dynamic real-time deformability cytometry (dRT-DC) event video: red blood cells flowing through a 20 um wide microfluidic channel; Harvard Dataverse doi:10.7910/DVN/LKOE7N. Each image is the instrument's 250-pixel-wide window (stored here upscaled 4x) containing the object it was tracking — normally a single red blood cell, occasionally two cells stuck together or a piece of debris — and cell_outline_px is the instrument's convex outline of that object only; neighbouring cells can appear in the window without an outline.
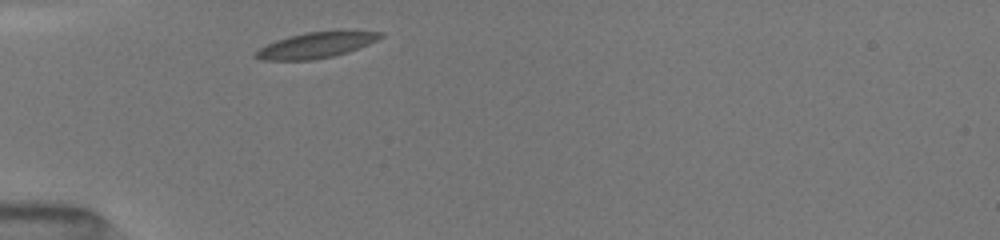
{"species": "common noctule bat (a hibernating species)", "species_latin": "Nyctalus noctula", "temperature_condition": "room temperature", "stored_images_in_passage": 36, "camera_frame_rate_fps": 3000, "um_per_image_px": 0.085, "animal": {"sex": "female", "body_mass_g": 19.5, "forearm_length_mm": 54.1}, "frame": {"image": 1, "passage_image": 1, "time_ms": 0.0, "image_size_px": [1000, 240], "cell_outline_px": [[384, 36], [368, 44], [348, 52], [332, 56], [312, 60], [260, 60], [252, 56], [260, 48], [276, 40], [308, 32], [344, 28], [384, 32]], "centroid_in_image_um": [26.96, 3.79], "position_along_channel_um": 58.0, "area_um2": 19.19}}
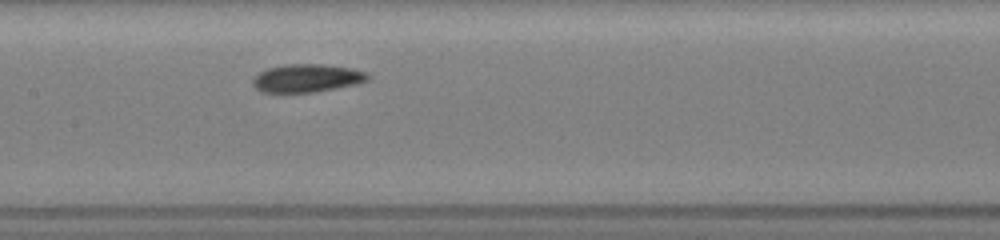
{"frame": {"image": 2, "passage_image": 11, "time_ms": 3.333, "image_size_px": [1000, 240], "cell_outline_px": [[368, 80], [356, 84], [316, 92], [260, 92], [252, 84], [252, 80], [260, 72], [268, 68], [288, 64], [324, 64], [352, 68], [368, 72]], "centroid_in_image_um": [26.1, 6.64], "position_along_channel_um": 181.3, "area_um2": 18.79}}
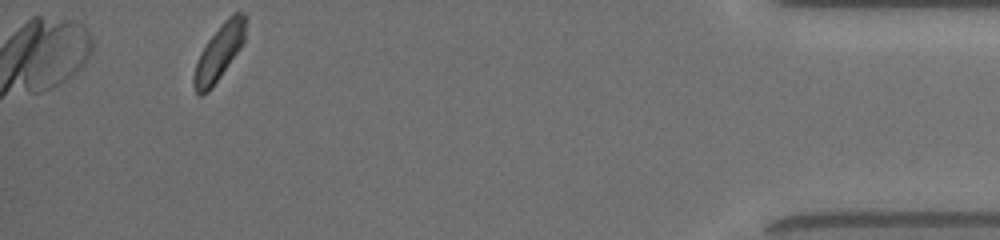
{"frame": {"image": 3, "passage_image": 33, "time_ms": 10.667, "image_size_px": [1000, 240], "cell_outline_px": [[248, 16], [244, 40], [240, 48], [220, 76], [208, 92], [200, 96], [196, 92], [192, 84], [192, 76], [200, 52], [208, 40], [220, 24], [232, 12], [244, 12]], "centroid_in_image_um": [18.63, 4.4], "position_along_channel_um": 416.6, "area_um2": 16.88}, "authors_computed_cell_mechanics": {"area_um2": 17.8891, "velocity_mm_per_s": 4.0043, "shape_relaxation_time_tau1_ms": 3.012, "shape_relaxation_time_tau2_ms": 3.9392, "deformation_change_tau1": 0.0985, "deformation_change_tau2": 0.0756}}